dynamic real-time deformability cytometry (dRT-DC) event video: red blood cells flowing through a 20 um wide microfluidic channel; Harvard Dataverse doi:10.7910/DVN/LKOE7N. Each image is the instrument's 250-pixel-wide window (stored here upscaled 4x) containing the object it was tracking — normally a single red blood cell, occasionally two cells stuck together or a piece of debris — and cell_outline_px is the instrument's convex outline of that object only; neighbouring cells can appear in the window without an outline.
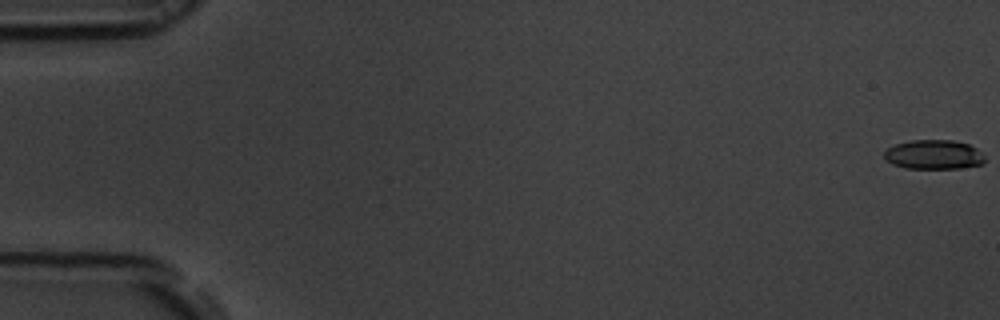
{"species": "common noctule bat (a hibernating species)", "species_latin": "Nyctalus noctula", "temperature_condition": "room temperature", "stored_images_in_passage": 12, "camera_frame_rate_fps": 3000, "um_per_image_px": 0.085, "animal": {"sex": "male", "body_mass_g": 19.5, "forearm_length_mm": 54.6}, "frame": {"image": 1, "passage_image": 1, "time_ms": 0.0, "image_size_px": [1000, 320], "cell_outline_px": [[984, 164], [960, 168], [904, 168], [892, 164], [884, 156], [884, 152], [888, 148], [896, 144], [912, 140], [952, 140], [968, 144], [976, 148], [984, 156]], "centroid_in_image_um": [79.38, 13.14], "position_along_channel_um": 5.6, "area_um2": 17.11}}